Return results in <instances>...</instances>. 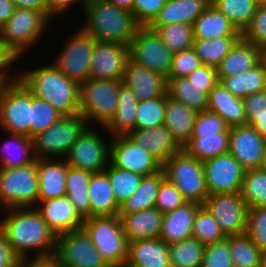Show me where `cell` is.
Returning <instances> with one entry per match:
<instances>
[{
    "mask_svg": "<svg viewBox=\"0 0 266 267\" xmlns=\"http://www.w3.org/2000/svg\"><path fill=\"white\" fill-rule=\"evenodd\" d=\"M6 211L0 226L4 229L7 243L21 261L52 262L57 236L40 213L35 208H13ZM32 252L36 253L33 257Z\"/></svg>",
    "mask_w": 266,
    "mask_h": 267,
    "instance_id": "1",
    "label": "cell"
},
{
    "mask_svg": "<svg viewBox=\"0 0 266 267\" xmlns=\"http://www.w3.org/2000/svg\"><path fill=\"white\" fill-rule=\"evenodd\" d=\"M20 71L18 79L33 96L49 102L63 116L80 113V85L70 80L53 63Z\"/></svg>",
    "mask_w": 266,
    "mask_h": 267,
    "instance_id": "2",
    "label": "cell"
},
{
    "mask_svg": "<svg viewBox=\"0 0 266 267\" xmlns=\"http://www.w3.org/2000/svg\"><path fill=\"white\" fill-rule=\"evenodd\" d=\"M85 23L80 28L96 41L129 45L140 27L133 13L108 0L87 2L83 9Z\"/></svg>",
    "mask_w": 266,
    "mask_h": 267,
    "instance_id": "3",
    "label": "cell"
},
{
    "mask_svg": "<svg viewBox=\"0 0 266 267\" xmlns=\"http://www.w3.org/2000/svg\"><path fill=\"white\" fill-rule=\"evenodd\" d=\"M82 228L110 267H125L128 241L120 216L87 218Z\"/></svg>",
    "mask_w": 266,
    "mask_h": 267,
    "instance_id": "4",
    "label": "cell"
},
{
    "mask_svg": "<svg viewBox=\"0 0 266 267\" xmlns=\"http://www.w3.org/2000/svg\"><path fill=\"white\" fill-rule=\"evenodd\" d=\"M122 80L91 79L80 84L79 108L88 126L105 128L113 119L118 105ZM92 122L91 124H89Z\"/></svg>",
    "mask_w": 266,
    "mask_h": 267,
    "instance_id": "5",
    "label": "cell"
},
{
    "mask_svg": "<svg viewBox=\"0 0 266 267\" xmlns=\"http://www.w3.org/2000/svg\"><path fill=\"white\" fill-rule=\"evenodd\" d=\"M162 170L165 178L175 185L187 202L204 204L209 193L203 161L182 148L162 164Z\"/></svg>",
    "mask_w": 266,
    "mask_h": 267,
    "instance_id": "6",
    "label": "cell"
},
{
    "mask_svg": "<svg viewBox=\"0 0 266 267\" xmlns=\"http://www.w3.org/2000/svg\"><path fill=\"white\" fill-rule=\"evenodd\" d=\"M38 192L37 159L18 168H0L1 210L35 208Z\"/></svg>",
    "mask_w": 266,
    "mask_h": 267,
    "instance_id": "7",
    "label": "cell"
},
{
    "mask_svg": "<svg viewBox=\"0 0 266 267\" xmlns=\"http://www.w3.org/2000/svg\"><path fill=\"white\" fill-rule=\"evenodd\" d=\"M50 21L43 12L15 8L12 16L0 29V39L20 59L25 51L38 44Z\"/></svg>",
    "mask_w": 266,
    "mask_h": 267,
    "instance_id": "8",
    "label": "cell"
},
{
    "mask_svg": "<svg viewBox=\"0 0 266 267\" xmlns=\"http://www.w3.org/2000/svg\"><path fill=\"white\" fill-rule=\"evenodd\" d=\"M32 93L19 80L0 85V129L31 137Z\"/></svg>",
    "mask_w": 266,
    "mask_h": 267,
    "instance_id": "9",
    "label": "cell"
},
{
    "mask_svg": "<svg viewBox=\"0 0 266 267\" xmlns=\"http://www.w3.org/2000/svg\"><path fill=\"white\" fill-rule=\"evenodd\" d=\"M87 126L85 118L80 113L62 116L47 130L32 137L36 159H64Z\"/></svg>",
    "mask_w": 266,
    "mask_h": 267,
    "instance_id": "10",
    "label": "cell"
},
{
    "mask_svg": "<svg viewBox=\"0 0 266 267\" xmlns=\"http://www.w3.org/2000/svg\"><path fill=\"white\" fill-rule=\"evenodd\" d=\"M87 126L64 158L68 166L91 173L103 172L109 165L110 140L98 130ZM100 133V134H99Z\"/></svg>",
    "mask_w": 266,
    "mask_h": 267,
    "instance_id": "11",
    "label": "cell"
},
{
    "mask_svg": "<svg viewBox=\"0 0 266 267\" xmlns=\"http://www.w3.org/2000/svg\"><path fill=\"white\" fill-rule=\"evenodd\" d=\"M52 263L56 267H110L83 228L57 236Z\"/></svg>",
    "mask_w": 266,
    "mask_h": 267,
    "instance_id": "12",
    "label": "cell"
},
{
    "mask_svg": "<svg viewBox=\"0 0 266 267\" xmlns=\"http://www.w3.org/2000/svg\"><path fill=\"white\" fill-rule=\"evenodd\" d=\"M129 59L164 77L168 76L173 53L164 45L160 36L148 26H140L129 45Z\"/></svg>",
    "mask_w": 266,
    "mask_h": 267,
    "instance_id": "13",
    "label": "cell"
},
{
    "mask_svg": "<svg viewBox=\"0 0 266 267\" xmlns=\"http://www.w3.org/2000/svg\"><path fill=\"white\" fill-rule=\"evenodd\" d=\"M67 41L52 63L70 80L80 85L89 79L93 46L96 40L79 27Z\"/></svg>",
    "mask_w": 266,
    "mask_h": 267,
    "instance_id": "14",
    "label": "cell"
},
{
    "mask_svg": "<svg viewBox=\"0 0 266 267\" xmlns=\"http://www.w3.org/2000/svg\"><path fill=\"white\" fill-rule=\"evenodd\" d=\"M109 163L142 176H150L162 170V164L127 135L110 137Z\"/></svg>",
    "mask_w": 266,
    "mask_h": 267,
    "instance_id": "15",
    "label": "cell"
},
{
    "mask_svg": "<svg viewBox=\"0 0 266 267\" xmlns=\"http://www.w3.org/2000/svg\"><path fill=\"white\" fill-rule=\"evenodd\" d=\"M203 206L216 219L226 237L246 233L248 207L240 193L208 195Z\"/></svg>",
    "mask_w": 266,
    "mask_h": 267,
    "instance_id": "16",
    "label": "cell"
},
{
    "mask_svg": "<svg viewBox=\"0 0 266 267\" xmlns=\"http://www.w3.org/2000/svg\"><path fill=\"white\" fill-rule=\"evenodd\" d=\"M203 166L209 195L240 193L246 170L229 152L203 161Z\"/></svg>",
    "mask_w": 266,
    "mask_h": 267,
    "instance_id": "17",
    "label": "cell"
},
{
    "mask_svg": "<svg viewBox=\"0 0 266 267\" xmlns=\"http://www.w3.org/2000/svg\"><path fill=\"white\" fill-rule=\"evenodd\" d=\"M229 153L245 170L262 168L266 140L251 125L230 127Z\"/></svg>",
    "mask_w": 266,
    "mask_h": 267,
    "instance_id": "18",
    "label": "cell"
},
{
    "mask_svg": "<svg viewBox=\"0 0 266 267\" xmlns=\"http://www.w3.org/2000/svg\"><path fill=\"white\" fill-rule=\"evenodd\" d=\"M129 59V47L124 44L95 41L89 78L123 80Z\"/></svg>",
    "mask_w": 266,
    "mask_h": 267,
    "instance_id": "19",
    "label": "cell"
},
{
    "mask_svg": "<svg viewBox=\"0 0 266 267\" xmlns=\"http://www.w3.org/2000/svg\"><path fill=\"white\" fill-rule=\"evenodd\" d=\"M35 209L56 236L83 227L84 219L67 196L38 201Z\"/></svg>",
    "mask_w": 266,
    "mask_h": 267,
    "instance_id": "20",
    "label": "cell"
},
{
    "mask_svg": "<svg viewBox=\"0 0 266 267\" xmlns=\"http://www.w3.org/2000/svg\"><path fill=\"white\" fill-rule=\"evenodd\" d=\"M122 83L129 87L139 101L163 96L167 90L166 77L128 59Z\"/></svg>",
    "mask_w": 266,
    "mask_h": 267,
    "instance_id": "21",
    "label": "cell"
},
{
    "mask_svg": "<svg viewBox=\"0 0 266 267\" xmlns=\"http://www.w3.org/2000/svg\"><path fill=\"white\" fill-rule=\"evenodd\" d=\"M67 167L63 158L37 159L38 201L66 196Z\"/></svg>",
    "mask_w": 266,
    "mask_h": 267,
    "instance_id": "22",
    "label": "cell"
},
{
    "mask_svg": "<svg viewBox=\"0 0 266 267\" xmlns=\"http://www.w3.org/2000/svg\"><path fill=\"white\" fill-rule=\"evenodd\" d=\"M201 206L195 202H186L175 210L163 214L159 238L166 244L192 238L194 219Z\"/></svg>",
    "mask_w": 266,
    "mask_h": 267,
    "instance_id": "23",
    "label": "cell"
},
{
    "mask_svg": "<svg viewBox=\"0 0 266 267\" xmlns=\"http://www.w3.org/2000/svg\"><path fill=\"white\" fill-rule=\"evenodd\" d=\"M127 136L161 164L182 149L164 125L149 129H135Z\"/></svg>",
    "mask_w": 266,
    "mask_h": 267,
    "instance_id": "24",
    "label": "cell"
},
{
    "mask_svg": "<svg viewBox=\"0 0 266 267\" xmlns=\"http://www.w3.org/2000/svg\"><path fill=\"white\" fill-rule=\"evenodd\" d=\"M125 267H171L168 244L160 238L128 242Z\"/></svg>",
    "mask_w": 266,
    "mask_h": 267,
    "instance_id": "25",
    "label": "cell"
},
{
    "mask_svg": "<svg viewBox=\"0 0 266 267\" xmlns=\"http://www.w3.org/2000/svg\"><path fill=\"white\" fill-rule=\"evenodd\" d=\"M206 110L218 114L228 127L246 124L243 99L232 95L220 81L208 93Z\"/></svg>",
    "mask_w": 266,
    "mask_h": 267,
    "instance_id": "26",
    "label": "cell"
},
{
    "mask_svg": "<svg viewBox=\"0 0 266 267\" xmlns=\"http://www.w3.org/2000/svg\"><path fill=\"white\" fill-rule=\"evenodd\" d=\"M198 112L185 104L168 97L166 92V108L164 126L171 132L173 139L183 148L191 139Z\"/></svg>",
    "mask_w": 266,
    "mask_h": 267,
    "instance_id": "27",
    "label": "cell"
},
{
    "mask_svg": "<svg viewBox=\"0 0 266 267\" xmlns=\"http://www.w3.org/2000/svg\"><path fill=\"white\" fill-rule=\"evenodd\" d=\"M162 217L156 207L124 215L121 220L127 241L159 238Z\"/></svg>",
    "mask_w": 266,
    "mask_h": 267,
    "instance_id": "28",
    "label": "cell"
},
{
    "mask_svg": "<svg viewBox=\"0 0 266 267\" xmlns=\"http://www.w3.org/2000/svg\"><path fill=\"white\" fill-rule=\"evenodd\" d=\"M210 4L211 0H167L148 27H161L174 23L193 25Z\"/></svg>",
    "mask_w": 266,
    "mask_h": 267,
    "instance_id": "29",
    "label": "cell"
},
{
    "mask_svg": "<svg viewBox=\"0 0 266 267\" xmlns=\"http://www.w3.org/2000/svg\"><path fill=\"white\" fill-rule=\"evenodd\" d=\"M90 218L118 215V205L108 175L103 171L93 173L88 185Z\"/></svg>",
    "mask_w": 266,
    "mask_h": 267,
    "instance_id": "30",
    "label": "cell"
},
{
    "mask_svg": "<svg viewBox=\"0 0 266 267\" xmlns=\"http://www.w3.org/2000/svg\"><path fill=\"white\" fill-rule=\"evenodd\" d=\"M194 40L218 37H242L230 20L212 4L193 24Z\"/></svg>",
    "mask_w": 266,
    "mask_h": 267,
    "instance_id": "31",
    "label": "cell"
},
{
    "mask_svg": "<svg viewBox=\"0 0 266 267\" xmlns=\"http://www.w3.org/2000/svg\"><path fill=\"white\" fill-rule=\"evenodd\" d=\"M139 100L132 90L121 83L116 113L111 122L103 128L110 137L128 135L136 129V109Z\"/></svg>",
    "mask_w": 266,
    "mask_h": 267,
    "instance_id": "32",
    "label": "cell"
},
{
    "mask_svg": "<svg viewBox=\"0 0 266 267\" xmlns=\"http://www.w3.org/2000/svg\"><path fill=\"white\" fill-rule=\"evenodd\" d=\"M257 64L258 47L241 37L217 67L218 77L242 74Z\"/></svg>",
    "mask_w": 266,
    "mask_h": 267,
    "instance_id": "33",
    "label": "cell"
},
{
    "mask_svg": "<svg viewBox=\"0 0 266 267\" xmlns=\"http://www.w3.org/2000/svg\"><path fill=\"white\" fill-rule=\"evenodd\" d=\"M167 95L197 112L206 110L208 93L214 86H197L187 77L166 78Z\"/></svg>",
    "mask_w": 266,
    "mask_h": 267,
    "instance_id": "34",
    "label": "cell"
},
{
    "mask_svg": "<svg viewBox=\"0 0 266 267\" xmlns=\"http://www.w3.org/2000/svg\"><path fill=\"white\" fill-rule=\"evenodd\" d=\"M8 140L0 145V168H18L36 161L33 140L24 134L7 133Z\"/></svg>",
    "mask_w": 266,
    "mask_h": 267,
    "instance_id": "35",
    "label": "cell"
},
{
    "mask_svg": "<svg viewBox=\"0 0 266 267\" xmlns=\"http://www.w3.org/2000/svg\"><path fill=\"white\" fill-rule=\"evenodd\" d=\"M164 178L163 170L150 176H143L138 188L120 205L118 216L122 218L126 214L154 208L158 187Z\"/></svg>",
    "mask_w": 266,
    "mask_h": 267,
    "instance_id": "36",
    "label": "cell"
},
{
    "mask_svg": "<svg viewBox=\"0 0 266 267\" xmlns=\"http://www.w3.org/2000/svg\"><path fill=\"white\" fill-rule=\"evenodd\" d=\"M92 174L72 166L67 167L66 196L83 219L90 218L88 185Z\"/></svg>",
    "mask_w": 266,
    "mask_h": 267,
    "instance_id": "37",
    "label": "cell"
},
{
    "mask_svg": "<svg viewBox=\"0 0 266 267\" xmlns=\"http://www.w3.org/2000/svg\"><path fill=\"white\" fill-rule=\"evenodd\" d=\"M229 136L230 127L222 133L191 137L183 149L198 160L205 161L229 152Z\"/></svg>",
    "mask_w": 266,
    "mask_h": 267,
    "instance_id": "38",
    "label": "cell"
},
{
    "mask_svg": "<svg viewBox=\"0 0 266 267\" xmlns=\"http://www.w3.org/2000/svg\"><path fill=\"white\" fill-rule=\"evenodd\" d=\"M218 78L232 95L242 99L266 89V73L259 64L245 73Z\"/></svg>",
    "mask_w": 266,
    "mask_h": 267,
    "instance_id": "39",
    "label": "cell"
},
{
    "mask_svg": "<svg viewBox=\"0 0 266 267\" xmlns=\"http://www.w3.org/2000/svg\"><path fill=\"white\" fill-rule=\"evenodd\" d=\"M241 37L194 40L193 48L203 65L217 68Z\"/></svg>",
    "mask_w": 266,
    "mask_h": 267,
    "instance_id": "40",
    "label": "cell"
},
{
    "mask_svg": "<svg viewBox=\"0 0 266 267\" xmlns=\"http://www.w3.org/2000/svg\"><path fill=\"white\" fill-rule=\"evenodd\" d=\"M211 4L222 12L241 34L250 24L258 7L256 0H211Z\"/></svg>",
    "mask_w": 266,
    "mask_h": 267,
    "instance_id": "41",
    "label": "cell"
},
{
    "mask_svg": "<svg viewBox=\"0 0 266 267\" xmlns=\"http://www.w3.org/2000/svg\"><path fill=\"white\" fill-rule=\"evenodd\" d=\"M226 240L229 243L233 267H259L263 252L246 233L227 236Z\"/></svg>",
    "mask_w": 266,
    "mask_h": 267,
    "instance_id": "42",
    "label": "cell"
},
{
    "mask_svg": "<svg viewBox=\"0 0 266 267\" xmlns=\"http://www.w3.org/2000/svg\"><path fill=\"white\" fill-rule=\"evenodd\" d=\"M205 246L195 238L168 244L171 267H202Z\"/></svg>",
    "mask_w": 266,
    "mask_h": 267,
    "instance_id": "43",
    "label": "cell"
},
{
    "mask_svg": "<svg viewBox=\"0 0 266 267\" xmlns=\"http://www.w3.org/2000/svg\"><path fill=\"white\" fill-rule=\"evenodd\" d=\"M161 38L164 45L174 54L193 47L192 24L174 23L161 27H149Z\"/></svg>",
    "mask_w": 266,
    "mask_h": 267,
    "instance_id": "44",
    "label": "cell"
},
{
    "mask_svg": "<svg viewBox=\"0 0 266 267\" xmlns=\"http://www.w3.org/2000/svg\"><path fill=\"white\" fill-rule=\"evenodd\" d=\"M240 195L248 208L266 206V173L261 168L245 171Z\"/></svg>",
    "mask_w": 266,
    "mask_h": 267,
    "instance_id": "45",
    "label": "cell"
},
{
    "mask_svg": "<svg viewBox=\"0 0 266 267\" xmlns=\"http://www.w3.org/2000/svg\"><path fill=\"white\" fill-rule=\"evenodd\" d=\"M104 172L108 175L114 197L120 206L138 188L143 176L112 166L110 163Z\"/></svg>",
    "mask_w": 266,
    "mask_h": 267,
    "instance_id": "46",
    "label": "cell"
},
{
    "mask_svg": "<svg viewBox=\"0 0 266 267\" xmlns=\"http://www.w3.org/2000/svg\"><path fill=\"white\" fill-rule=\"evenodd\" d=\"M192 235L193 238L198 239L204 246L226 239L216 219L203 205L195 216Z\"/></svg>",
    "mask_w": 266,
    "mask_h": 267,
    "instance_id": "47",
    "label": "cell"
},
{
    "mask_svg": "<svg viewBox=\"0 0 266 267\" xmlns=\"http://www.w3.org/2000/svg\"><path fill=\"white\" fill-rule=\"evenodd\" d=\"M166 93L163 96L138 102L136 129H149L164 125Z\"/></svg>",
    "mask_w": 266,
    "mask_h": 267,
    "instance_id": "48",
    "label": "cell"
},
{
    "mask_svg": "<svg viewBox=\"0 0 266 267\" xmlns=\"http://www.w3.org/2000/svg\"><path fill=\"white\" fill-rule=\"evenodd\" d=\"M62 116L49 102L32 95L31 138L47 130Z\"/></svg>",
    "mask_w": 266,
    "mask_h": 267,
    "instance_id": "49",
    "label": "cell"
},
{
    "mask_svg": "<svg viewBox=\"0 0 266 267\" xmlns=\"http://www.w3.org/2000/svg\"><path fill=\"white\" fill-rule=\"evenodd\" d=\"M246 234L262 252H266V206L248 208Z\"/></svg>",
    "mask_w": 266,
    "mask_h": 267,
    "instance_id": "50",
    "label": "cell"
},
{
    "mask_svg": "<svg viewBox=\"0 0 266 267\" xmlns=\"http://www.w3.org/2000/svg\"><path fill=\"white\" fill-rule=\"evenodd\" d=\"M202 65L201 59L196 55L193 47L182 50L173 54L170 71L166 78L187 77Z\"/></svg>",
    "mask_w": 266,
    "mask_h": 267,
    "instance_id": "51",
    "label": "cell"
},
{
    "mask_svg": "<svg viewBox=\"0 0 266 267\" xmlns=\"http://www.w3.org/2000/svg\"><path fill=\"white\" fill-rule=\"evenodd\" d=\"M187 201L183 198L182 193L174 184L164 178L157 191L155 207L163 214L171 212L182 206Z\"/></svg>",
    "mask_w": 266,
    "mask_h": 267,
    "instance_id": "52",
    "label": "cell"
},
{
    "mask_svg": "<svg viewBox=\"0 0 266 267\" xmlns=\"http://www.w3.org/2000/svg\"><path fill=\"white\" fill-rule=\"evenodd\" d=\"M227 128L228 126L218 114L204 110L198 112L196 116L192 137L222 133Z\"/></svg>",
    "mask_w": 266,
    "mask_h": 267,
    "instance_id": "53",
    "label": "cell"
},
{
    "mask_svg": "<svg viewBox=\"0 0 266 267\" xmlns=\"http://www.w3.org/2000/svg\"><path fill=\"white\" fill-rule=\"evenodd\" d=\"M241 36L257 47L266 45V5H258L250 24Z\"/></svg>",
    "mask_w": 266,
    "mask_h": 267,
    "instance_id": "54",
    "label": "cell"
},
{
    "mask_svg": "<svg viewBox=\"0 0 266 267\" xmlns=\"http://www.w3.org/2000/svg\"><path fill=\"white\" fill-rule=\"evenodd\" d=\"M202 267H233L229 243L226 239L205 246Z\"/></svg>",
    "mask_w": 266,
    "mask_h": 267,
    "instance_id": "55",
    "label": "cell"
},
{
    "mask_svg": "<svg viewBox=\"0 0 266 267\" xmlns=\"http://www.w3.org/2000/svg\"><path fill=\"white\" fill-rule=\"evenodd\" d=\"M167 0H134L133 16L139 26H149Z\"/></svg>",
    "mask_w": 266,
    "mask_h": 267,
    "instance_id": "56",
    "label": "cell"
},
{
    "mask_svg": "<svg viewBox=\"0 0 266 267\" xmlns=\"http://www.w3.org/2000/svg\"><path fill=\"white\" fill-rule=\"evenodd\" d=\"M246 112V124H250L255 116L266 115V89L247 95L243 98Z\"/></svg>",
    "mask_w": 266,
    "mask_h": 267,
    "instance_id": "57",
    "label": "cell"
},
{
    "mask_svg": "<svg viewBox=\"0 0 266 267\" xmlns=\"http://www.w3.org/2000/svg\"><path fill=\"white\" fill-rule=\"evenodd\" d=\"M18 57L15 53L0 39V84L8 83L18 79V73L9 71V66L12 67ZM11 74V76H10Z\"/></svg>",
    "mask_w": 266,
    "mask_h": 267,
    "instance_id": "58",
    "label": "cell"
},
{
    "mask_svg": "<svg viewBox=\"0 0 266 267\" xmlns=\"http://www.w3.org/2000/svg\"><path fill=\"white\" fill-rule=\"evenodd\" d=\"M187 78L197 86H215L219 82L217 68L206 65L195 69Z\"/></svg>",
    "mask_w": 266,
    "mask_h": 267,
    "instance_id": "59",
    "label": "cell"
},
{
    "mask_svg": "<svg viewBox=\"0 0 266 267\" xmlns=\"http://www.w3.org/2000/svg\"><path fill=\"white\" fill-rule=\"evenodd\" d=\"M22 263L7 243L4 229L0 226V267H21Z\"/></svg>",
    "mask_w": 266,
    "mask_h": 267,
    "instance_id": "60",
    "label": "cell"
},
{
    "mask_svg": "<svg viewBox=\"0 0 266 267\" xmlns=\"http://www.w3.org/2000/svg\"><path fill=\"white\" fill-rule=\"evenodd\" d=\"M49 11H50V20L55 17V15H62L68 9H71L74 4H81L80 6L84 9L87 4V0H47Z\"/></svg>",
    "mask_w": 266,
    "mask_h": 267,
    "instance_id": "61",
    "label": "cell"
},
{
    "mask_svg": "<svg viewBox=\"0 0 266 267\" xmlns=\"http://www.w3.org/2000/svg\"><path fill=\"white\" fill-rule=\"evenodd\" d=\"M16 8L30 9L43 12L50 19V11L47 0H11Z\"/></svg>",
    "mask_w": 266,
    "mask_h": 267,
    "instance_id": "62",
    "label": "cell"
},
{
    "mask_svg": "<svg viewBox=\"0 0 266 267\" xmlns=\"http://www.w3.org/2000/svg\"><path fill=\"white\" fill-rule=\"evenodd\" d=\"M15 5L11 0H0V29L12 16Z\"/></svg>",
    "mask_w": 266,
    "mask_h": 267,
    "instance_id": "63",
    "label": "cell"
},
{
    "mask_svg": "<svg viewBox=\"0 0 266 267\" xmlns=\"http://www.w3.org/2000/svg\"><path fill=\"white\" fill-rule=\"evenodd\" d=\"M266 140V115L255 116V119L249 124Z\"/></svg>",
    "mask_w": 266,
    "mask_h": 267,
    "instance_id": "64",
    "label": "cell"
},
{
    "mask_svg": "<svg viewBox=\"0 0 266 267\" xmlns=\"http://www.w3.org/2000/svg\"><path fill=\"white\" fill-rule=\"evenodd\" d=\"M108 1H110L112 4L116 5L121 9H125L133 13L134 0H108Z\"/></svg>",
    "mask_w": 266,
    "mask_h": 267,
    "instance_id": "65",
    "label": "cell"
},
{
    "mask_svg": "<svg viewBox=\"0 0 266 267\" xmlns=\"http://www.w3.org/2000/svg\"><path fill=\"white\" fill-rule=\"evenodd\" d=\"M258 64L266 73V45L258 47Z\"/></svg>",
    "mask_w": 266,
    "mask_h": 267,
    "instance_id": "66",
    "label": "cell"
},
{
    "mask_svg": "<svg viewBox=\"0 0 266 267\" xmlns=\"http://www.w3.org/2000/svg\"><path fill=\"white\" fill-rule=\"evenodd\" d=\"M21 267H50V262H23Z\"/></svg>",
    "mask_w": 266,
    "mask_h": 267,
    "instance_id": "67",
    "label": "cell"
},
{
    "mask_svg": "<svg viewBox=\"0 0 266 267\" xmlns=\"http://www.w3.org/2000/svg\"><path fill=\"white\" fill-rule=\"evenodd\" d=\"M259 267H266V252H263L261 263Z\"/></svg>",
    "mask_w": 266,
    "mask_h": 267,
    "instance_id": "68",
    "label": "cell"
},
{
    "mask_svg": "<svg viewBox=\"0 0 266 267\" xmlns=\"http://www.w3.org/2000/svg\"><path fill=\"white\" fill-rule=\"evenodd\" d=\"M261 169L266 173V155H265V158H264L263 165H262Z\"/></svg>",
    "mask_w": 266,
    "mask_h": 267,
    "instance_id": "69",
    "label": "cell"
},
{
    "mask_svg": "<svg viewBox=\"0 0 266 267\" xmlns=\"http://www.w3.org/2000/svg\"><path fill=\"white\" fill-rule=\"evenodd\" d=\"M258 5H266V0H256Z\"/></svg>",
    "mask_w": 266,
    "mask_h": 267,
    "instance_id": "70",
    "label": "cell"
},
{
    "mask_svg": "<svg viewBox=\"0 0 266 267\" xmlns=\"http://www.w3.org/2000/svg\"><path fill=\"white\" fill-rule=\"evenodd\" d=\"M50 267H56L52 262H50Z\"/></svg>",
    "mask_w": 266,
    "mask_h": 267,
    "instance_id": "71",
    "label": "cell"
},
{
    "mask_svg": "<svg viewBox=\"0 0 266 267\" xmlns=\"http://www.w3.org/2000/svg\"><path fill=\"white\" fill-rule=\"evenodd\" d=\"M93 1H97V0H87V2H93Z\"/></svg>",
    "mask_w": 266,
    "mask_h": 267,
    "instance_id": "72",
    "label": "cell"
}]
</instances>
